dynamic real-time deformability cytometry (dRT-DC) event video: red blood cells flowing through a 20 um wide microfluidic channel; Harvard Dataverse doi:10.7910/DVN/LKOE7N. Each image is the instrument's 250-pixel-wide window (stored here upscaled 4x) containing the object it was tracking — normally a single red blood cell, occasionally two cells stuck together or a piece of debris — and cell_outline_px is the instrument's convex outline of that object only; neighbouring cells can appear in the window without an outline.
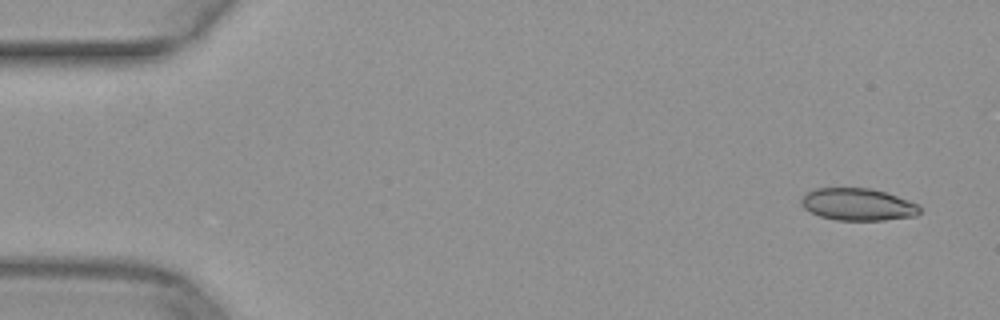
{"species": "common noctule bat (a hibernating species)", "species_latin": "Nyctalus noctula", "temperature_condition": "warm", "stored_images_in_passage": 4, "camera_frame_rate_fps": 3000, "um_per_image_px": 0.085, "animal": {"sex": "female", "body_mass_g": 29.2, "forearm_length_mm": 56.3}, "frame": {"image": 1, "passage_image": 1, "time_ms": 0.0, "image_size_px": [1000, 320], "cell_outline_px": [[920, 212], [916, 216], [884, 220], [836, 220], [820, 216], [804, 208], [800, 204], [800, 200], [804, 192], [812, 188], [872, 188], [908, 200], [916, 204], [920, 208]], "centroid_in_image_um": [72.86, 17.37], "position_along_channel_um": 12.1, "area_um2": 22.31}}